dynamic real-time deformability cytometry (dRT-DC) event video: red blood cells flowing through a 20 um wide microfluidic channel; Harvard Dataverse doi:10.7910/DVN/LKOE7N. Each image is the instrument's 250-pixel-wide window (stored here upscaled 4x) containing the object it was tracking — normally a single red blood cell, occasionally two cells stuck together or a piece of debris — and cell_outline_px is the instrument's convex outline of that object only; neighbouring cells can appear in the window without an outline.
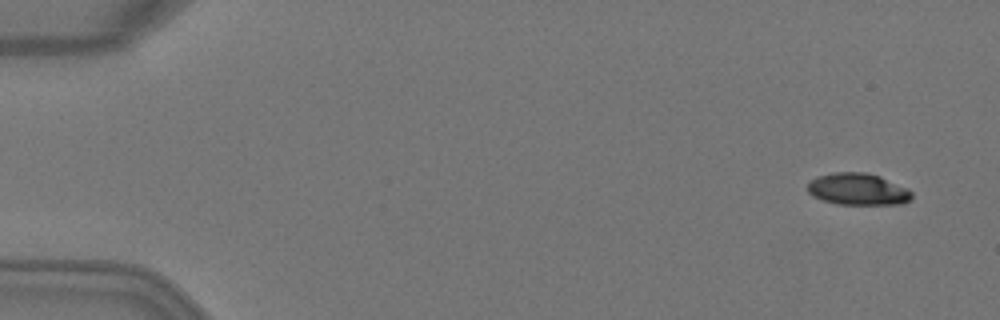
{"species": "Egyptian fruit bat (a non-hibernating species)", "species_latin": "Rousettus aegyptiacus", "temperature_condition": "warm", "stored_images_in_passage": 5, "camera_frame_rate_fps": 3000, "um_per_image_px": 0.085, "animal": {"sex": "female"}, "frame": {"image": 1, "passage_image": 1, "time_ms": 0.0, "image_size_px": [1000, 320], "cell_outline_px": [[912, 196], [904, 204], [836, 204], [812, 196], [808, 192], [808, 184], [816, 176], [832, 172], [864, 172], [880, 176], [908, 188], [912, 192]], "centroid_in_image_um": [72.92, 16.07], "position_along_channel_um": 12.1, "area_um2": 19.36}}
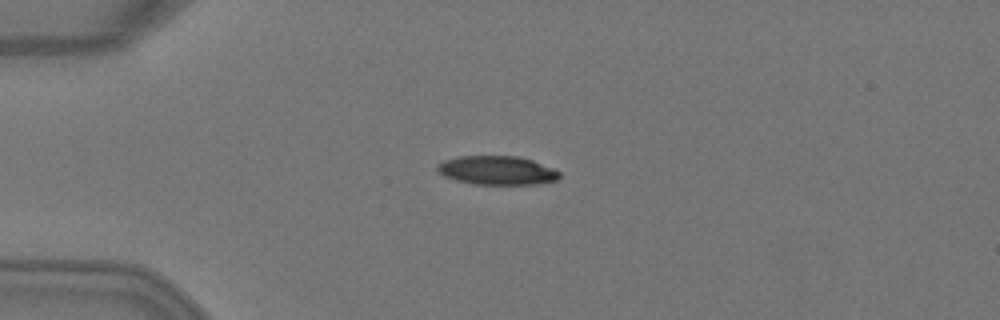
{"frame": {"image": 2, "passage_image": 3, "time_ms": 0.667, "image_size_px": [1000, 320], "cell_outline_px": [[560, 176], [556, 180], [536, 184], [476, 184], [456, 180], [444, 176], [436, 168], [436, 164], [444, 160], [460, 156], [520, 156], [532, 160], [552, 168], [560, 172]], "centroid_in_image_um": [42.24, 14.47], "position_along_channel_um": 42.8, "area_um2": 20.4}}